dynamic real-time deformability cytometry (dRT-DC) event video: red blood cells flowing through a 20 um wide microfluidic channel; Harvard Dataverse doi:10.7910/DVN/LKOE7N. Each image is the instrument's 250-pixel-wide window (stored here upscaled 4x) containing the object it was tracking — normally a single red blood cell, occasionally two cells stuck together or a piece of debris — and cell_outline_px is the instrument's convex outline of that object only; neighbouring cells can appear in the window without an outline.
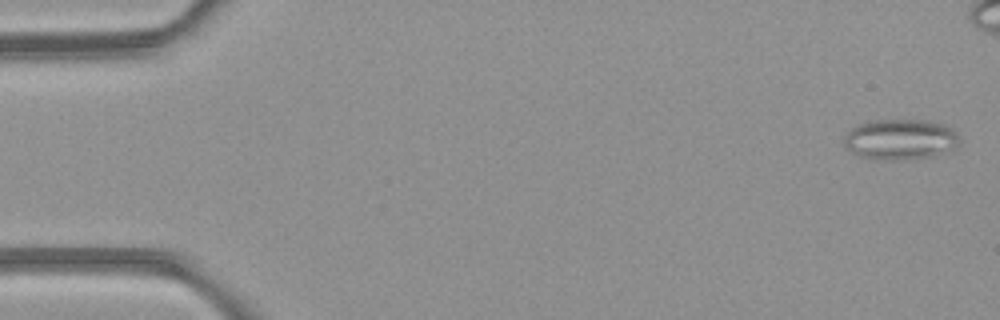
{"species": "common noctule bat (a hibernating species)", "species_latin": "Nyctalus noctula", "temperature_condition": "room temperature", "stored_images_in_passage": 5, "camera_frame_rate_fps": 3000, "um_per_image_px": 0.085, "animal": {"sex": "female", "body_mass_g": 21.9}, "frame": {"image": 1, "passage_image": 1, "time_ms": 0.0, "image_size_px": [1000, 320], "cell_outline_px": [[960, 140], [948, 152], [932, 156], [896, 160], [872, 160], [860, 156], [852, 152], [844, 144], [844, 136], [852, 128], [860, 124], [876, 120], [928, 120], [944, 124], [952, 128], [956, 132]], "centroid_in_image_um": [76.54, 11.85], "position_along_channel_um": 8.5, "area_um2": 27.28}}